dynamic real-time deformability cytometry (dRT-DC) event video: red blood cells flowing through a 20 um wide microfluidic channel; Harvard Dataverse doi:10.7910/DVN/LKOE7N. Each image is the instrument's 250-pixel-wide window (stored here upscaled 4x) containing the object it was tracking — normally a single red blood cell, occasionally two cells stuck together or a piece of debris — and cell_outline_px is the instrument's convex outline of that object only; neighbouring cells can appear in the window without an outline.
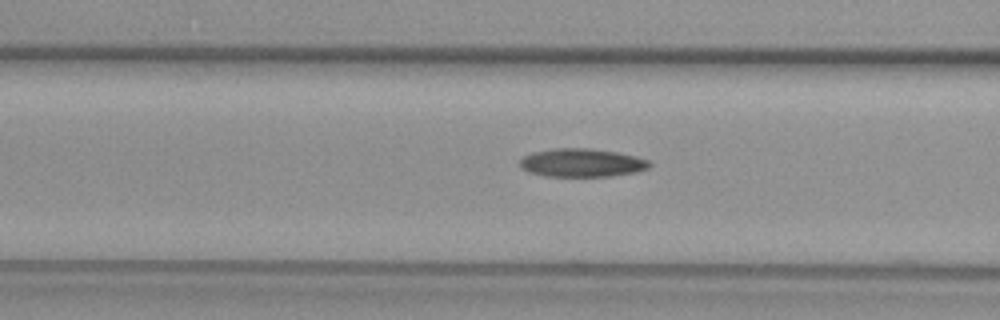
{"species": "common noctule bat (a hibernating species)", "species_latin": "Nyctalus noctula", "temperature_condition": "warm", "stored_images_in_passage": 49, "camera_frame_rate_fps": 3000, "um_per_image_px": 0.085, "animal": {"sex": "female", "body_mass_g": 29.2, "forearm_length_mm": 56.3}, "frame": {"image": 1, "passage_image": 19, "time_ms": 6.0, "image_size_px": [1000, 320], "cell_outline_px": [[652, 164], [648, 168], [636, 172], [608, 176], [548, 176], [528, 172], [520, 168], [520, 160], [524, 156], [532, 152], [556, 148], [592, 148], [616, 152], [636, 156], [648, 160]], "centroid_in_image_um": [49.45, 13.83], "position_along_channel_um": 117.2, "area_um2": 21.39}}
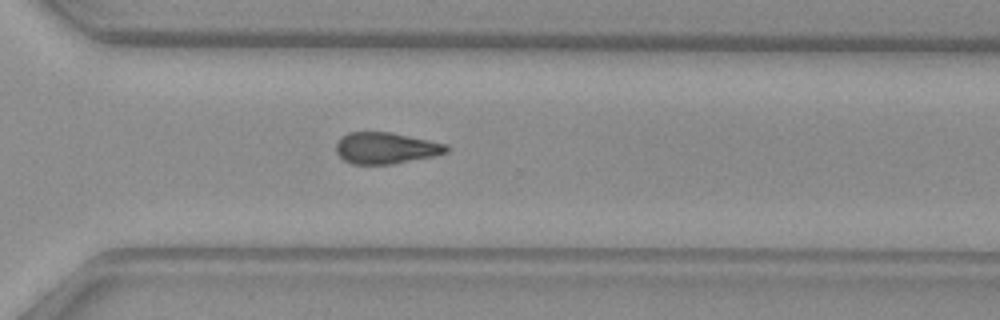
{"frame": {"image": 2, "passage_image": 35, "time_ms": 11.333, "image_size_px": [1000, 320], "cell_outline_px": [[448, 152], [432, 156], [392, 164], [352, 164], [344, 160], [336, 152], [336, 144], [348, 132], [392, 132], [448, 144]], "centroid_in_image_um": [32.81, 12.58], "position_along_channel_um": 337.8, "area_um2": 20.06}}
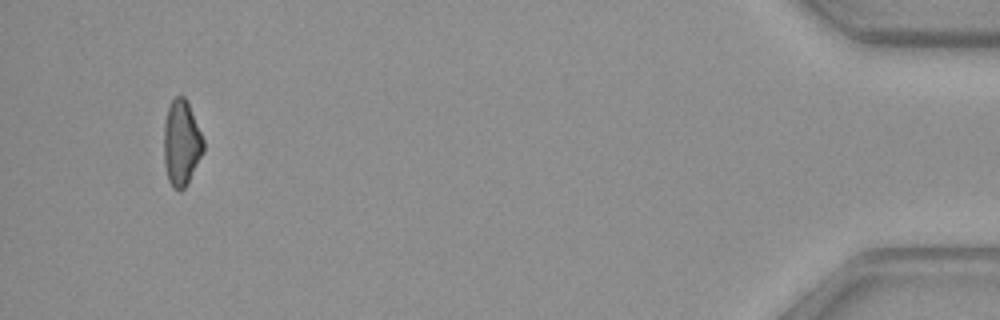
{"frame": {"image": 3, "passage_image": 47, "time_ms": 15.333, "image_size_px": [1000, 320], "cell_outline_px": [[204, 152], [188, 184], [180, 192], [172, 188], [168, 180], [164, 164], [164, 124], [168, 108], [172, 100], [176, 96], [184, 96], [188, 104], [204, 140]], "centroid_in_image_um": [15.42, 12.22], "position_along_channel_um": 419.8, "area_um2": 19.83}}